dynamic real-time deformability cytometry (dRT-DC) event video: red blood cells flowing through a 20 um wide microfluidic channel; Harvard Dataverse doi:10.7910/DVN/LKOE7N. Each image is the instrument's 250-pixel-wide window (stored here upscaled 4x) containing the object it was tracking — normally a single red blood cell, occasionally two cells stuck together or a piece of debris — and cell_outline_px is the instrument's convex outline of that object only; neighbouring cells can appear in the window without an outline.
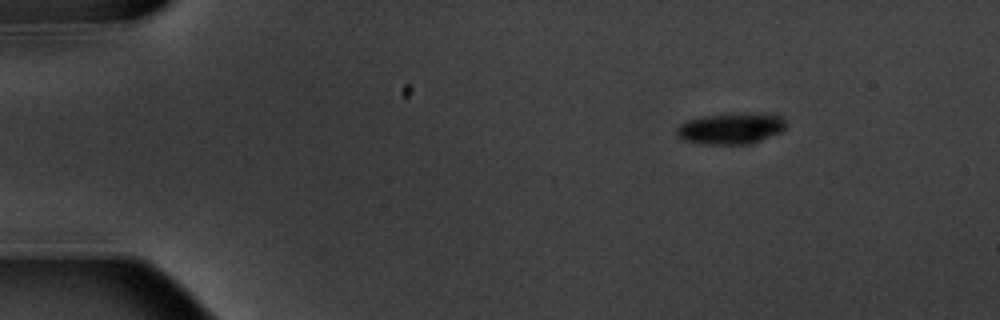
{"species": "common noctule bat (a hibernating species)", "species_latin": "Nyctalus noctula", "temperature_condition": "warm", "stored_images_in_passage": 7, "segment_of_instrument_passage": [2, 2], "camera_frame_rate_fps": 3000, "um_per_image_px": 0.085, "animal": {"sex": "male", "body_mass_g": 20.1, "forearm_length_mm": 53.5}, "frame": {"image": 1, "passage_image": 7, "time_ms": 7.0, "image_size_px": [1000, 320], "cell_outline_px": [[784, 128], [780, 132], [760, 140], [748, 144], [704, 144], [684, 140], [676, 136], [676, 128], [680, 124], [688, 120], [704, 116], [780, 116], [784, 120]], "centroid_in_image_um": [62.01, 10.99], "position_along_channel_um": 23.0, "area_um2": 18.55}}